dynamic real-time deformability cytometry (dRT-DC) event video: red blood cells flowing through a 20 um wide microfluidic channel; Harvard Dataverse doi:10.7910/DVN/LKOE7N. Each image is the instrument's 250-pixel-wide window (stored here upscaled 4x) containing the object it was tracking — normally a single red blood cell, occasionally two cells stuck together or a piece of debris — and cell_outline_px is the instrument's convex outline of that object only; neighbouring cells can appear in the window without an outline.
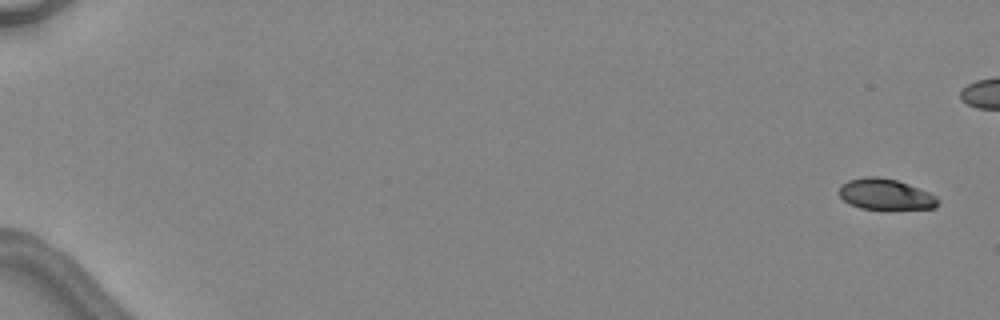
{"species": "common noctule bat (a hibernating species)", "species_latin": "Nyctalus noctula", "temperature_condition": "warm", "stored_images_in_passage": 7, "camera_frame_rate_fps": 3000, "um_per_image_px": 0.085, "animal": {"sex": "female", "body_mass_g": 24.6, "forearm_length_mm": 56.2}, "frame": {"image": 1, "passage_image": 1, "time_ms": 0.0, "image_size_px": [1000, 320], "cell_outline_px": [[940, 200], [936, 208], [892, 212], [884, 212], [860, 208], [848, 204], [840, 196], [840, 184], [848, 180], [864, 176], [880, 176], [896, 180], [908, 184], [928, 192], [936, 196]], "centroid_in_image_um": [75.29, 16.58], "position_along_channel_um": 9.7, "area_um2": 18.84}}